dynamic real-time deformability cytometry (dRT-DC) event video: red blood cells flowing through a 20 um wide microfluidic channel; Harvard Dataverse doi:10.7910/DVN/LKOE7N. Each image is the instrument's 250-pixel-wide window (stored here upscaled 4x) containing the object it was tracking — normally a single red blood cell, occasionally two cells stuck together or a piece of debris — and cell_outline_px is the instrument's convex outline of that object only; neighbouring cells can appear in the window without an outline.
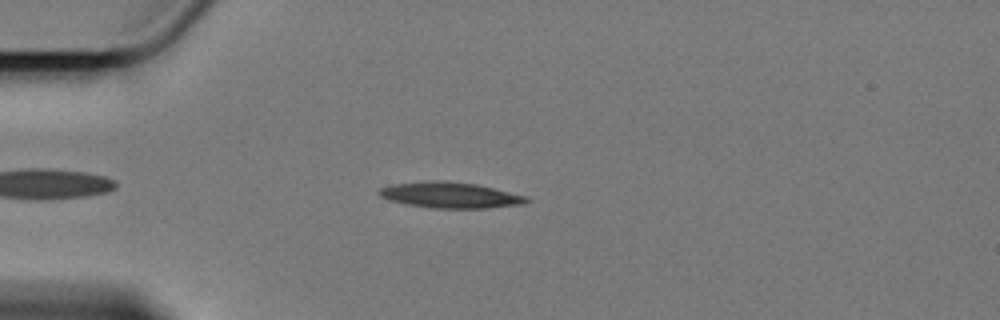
{"species": "Egyptian fruit bat (a non-hibernating species)", "species_latin": "Rousettus aegyptiacus", "temperature_condition": "cold", "stored_images_in_passage": 51, "camera_frame_rate_fps": 3000, "um_per_image_px": 0.085, "animal": {"sex": "female"}, "frame": {"image": 1, "passage_image": 8, "time_ms": 2.333, "image_size_px": [1000, 320], "cell_outline_px": [[532, 200], [524, 204], [484, 208], [432, 208], [408, 204], [388, 200], [380, 196], [376, 192], [380, 188], [392, 184], [432, 180], [444, 180], [476, 184], [528, 196]], "centroid_in_image_um": [38.27, 16.58], "position_along_channel_um": 46.7, "area_um2": 22.31}}
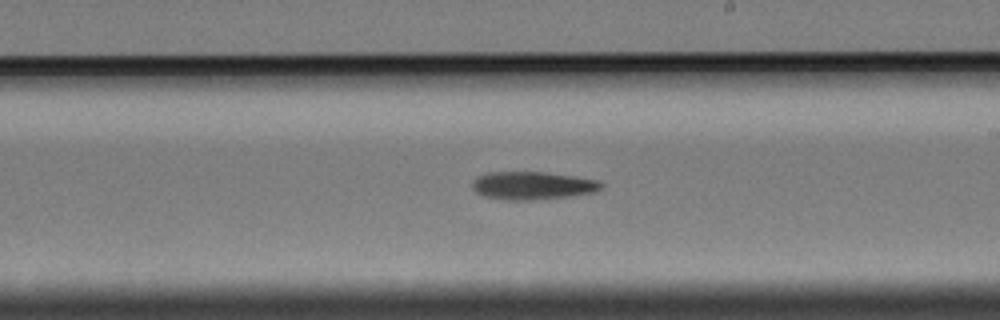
{"frame": {"image": 2, "passage_image": 27, "time_ms": 8.667, "image_size_px": [1000, 320], "cell_outline_px": [[604, 184], [596, 192], [568, 196], [532, 200], [504, 200], [484, 196], [476, 192], [472, 188], [472, 180], [476, 176], [488, 172], [544, 172], [600, 180]], "centroid_in_image_um": [45.23, 15.77], "position_along_channel_um": 243.8, "area_um2": 21.1}}
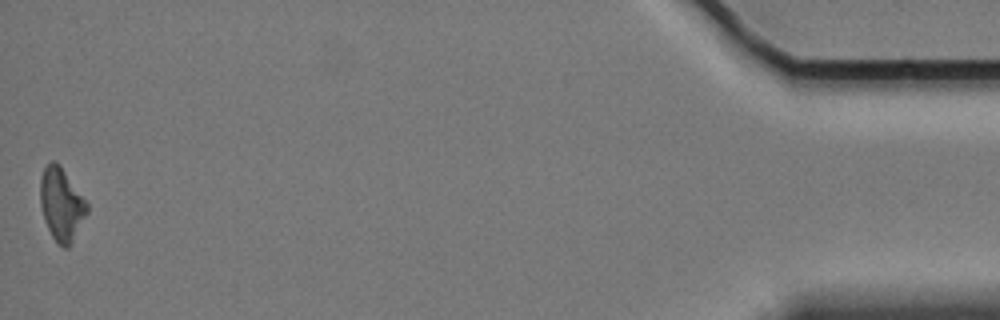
{"frame": {"image": 3, "passage_image": 51, "time_ms": 16.667, "image_size_px": [1000, 320], "cell_outline_px": [[88, 212], [72, 244], [68, 248], [64, 248], [52, 236], [44, 220], [40, 204], [40, 176], [44, 168], [52, 160], [56, 160], [60, 164], [88, 204]], "centroid_in_image_um": [5.22, 17.36], "position_along_channel_um": 430.0, "area_um2": 19.94}, "authors_computed_cell_mechanics": {"area_um2": 20.9814, "velocity_mm_per_s": 3.4133, "shape_relaxation_time_tau1_ms": 5.4444, "shape_relaxation_time_tau2_ms": null, "deformation_change_tau1": 0.1179, "deformation_change_tau2": null}}